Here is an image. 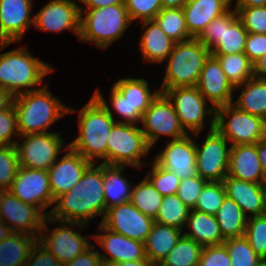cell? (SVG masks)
I'll return each instance as SVG.
<instances>
[{
    "label": "cell",
    "mask_w": 266,
    "mask_h": 266,
    "mask_svg": "<svg viewBox=\"0 0 266 266\" xmlns=\"http://www.w3.org/2000/svg\"><path fill=\"white\" fill-rule=\"evenodd\" d=\"M103 163H92L80 181L67 193L57 197L49 217L57 221L88 224L96 216L106 214Z\"/></svg>",
    "instance_id": "1"
},
{
    "label": "cell",
    "mask_w": 266,
    "mask_h": 266,
    "mask_svg": "<svg viewBox=\"0 0 266 266\" xmlns=\"http://www.w3.org/2000/svg\"><path fill=\"white\" fill-rule=\"evenodd\" d=\"M118 120L99 89L90 101L79 111V136L69 146L86 160L96 163V158L107 164V139Z\"/></svg>",
    "instance_id": "2"
},
{
    "label": "cell",
    "mask_w": 266,
    "mask_h": 266,
    "mask_svg": "<svg viewBox=\"0 0 266 266\" xmlns=\"http://www.w3.org/2000/svg\"><path fill=\"white\" fill-rule=\"evenodd\" d=\"M19 135L47 133L53 123L62 116L76 112L66 107L48 90V85L14 96Z\"/></svg>",
    "instance_id": "3"
},
{
    "label": "cell",
    "mask_w": 266,
    "mask_h": 266,
    "mask_svg": "<svg viewBox=\"0 0 266 266\" xmlns=\"http://www.w3.org/2000/svg\"><path fill=\"white\" fill-rule=\"evenodd\" d=\"M52 71L48 63L31 56L25 47L0 54V87L13 96L41 88L35 86L41 84L42 79Z\"/></svg>",
    "instance_id": "4"
},
{
    "label": "cell",
    "mask_w": 266,
    "mask_h": 266,
    "mask_svg": "<svg viewBox=\"0 0 266 266\" xmlns=\"http://www.w3.org/2000/svg\"><path fill=\"white\" fill-rule=\"evenodd\" d=\"M80 11L79 40L92 42L100 49H105L120 39L132 23L125 4L96 9H80ZM84 13L85 17H83Z\"/></svg>",
    "instance_id": "5"
},
{
    "label": "cell",
    "mask_w": 266,
    "mask_h": 266,
    "mask_svg": "<svg viewBox=\"0 0 266 266\" xmlns=\"http://www.w3.org/2000/svg\"><path fill=\"white\" fill-rule=\"evenodd\" d=\"M210 50L198 39L176 42L168 55L167 69L160 90L197 86Z\"/></svg>",
    "instance_id": "6"
},
{
    "label": "cell",
    "mask_w": 266,
    "mask_h": 266,
    "mask_svg": "<svg viewBox=\"0 0 266 266\" xmlns=\"http://www.w3.org/2000/svg\"><path fill=\"white\" fill-rule=\"evenodd\" d=\"M215 128L231 146L256 144L266 136V120L241 111L232 103L216 109Z\"/></svg>",
    "instance_id": "7"
},
{
    "label": "cell",
    "mask_w": 266,
    "mask_h": 266,
    "mask_svg": "<svg viewBox=\"0 0 266 266\" xmlns=\"http://www.w3.org/2000/svg\"><path fill=\"white\" fill-rule=\"evenodd\" d=\"M150 149L138 124L116 123L107 139V165L141 168L140 158Z\"/></svg>",
    "instance_id": "8"
},
{
    "label": "cell",
    "mask_w": 266,
    "mask_h": 266,
    "mask_svg": "<svg viewBox=\"0 0 266 266\" xmlns=\"http://www.w3.org/2000/svg\"><path fill=\"white\" fill-rule=\"evenodd\" d=\"M171 101L181 126L187 132L199 135L204 127L205 116L211 118L209 131L215 129L216 109L206 108L207 100L196 86L160 90Z\"/></svg>",
    "instance_id": "9"
},
{
    "label": "cell",
    "mask_w": 266,
    "mask_h": 266,
    "mask_svg": "<svg viewBox=\"0 0 266 266\" xmlns=\"http://www.w3.org/2000/svg\"><path fill=\"white\" fill-rule=\"evenodd\" d=\"M49 222L62 223L63 226L59 225L54 230L50 231L49 229L47 230V224ZM66 224H69L70 227L74 225L77 227L79 226V229H85L87 226L86 224L78 222L57 221L47 216L38 239V242L52 253L62 265L70 262L92 246V243L87 241L88 239L79 232L69 228ZM46 231L47 233L50 231V233H48L49 235H46Z\"/></svg>",
    "instance_id": "10"
},
{
    "label": "cell",
    "mask_w": 266,
    "mask_h": 266,
    "mask_svg": "<svg viewBox=\"0 0 266 266\" xmlns=\"http://www.w3.org/2000/svg\"><path fill=\"white\" fill-rule=\"evenodd\" d=\"M141 123L143 125L141 130L150 148L161 135L172 137L173 140L182 138L189 133L181 126L171 101L162 92L143 113Z\"/></svg>",
    "instance_id": "11"
},
{
    "label": "cell",
    "mask_w": 266,
    "mask_h": 266,
    "mask_svg": "<svg viewBox=\"0 0 266 266\" xmlns=\"http://www.w3.org/2000/svg\"><path fill=\"white\" fill-rule=\"evenodd\" d=\"M60 136L58 132L19 135L24 140L15 144L20 166L48 171L63 146Z\"/></svg>",
    "instance_id": "12"
},
{
    "label": "cell",
    "mask_w": 266,
    "mask_h": 266,
    "mask_svg": "<svg viewBox=\"0 0 266 266\" xmlns=\"http://www.w3.org/2000/svg\"><path fill=\"white\" fill-rule=\"evenodd\" d=\"M228 140L215 128L208 132L202 146H196L198 175L207 182H222L227 176L230 147Z\"/></svg>",
    "instance_id": "13"
},
{
    "label": "cell",
    "mask_w": 266,
    "mask_h": 266,
    "mask_svg": "<svg viewBox=\"0 0 266 266\" xmlns=\"http://www.w3.org/2000/svg\"><path fill=\"white\" fill-rule=\"evenodd\" d=\"M49 212L43 213L37 206L24 203L8 190L3 191L0 197V221L15 233H24L37 239Z\"/></svg>",
    "instance_id": "14"
},
{
    "label": "cell",
    "mask_w": 266,
    "mask_h": 266,
    "mask_svg": "<svg viewBox=\"0 0 266 266\" xmlns=\"http://www.w3.org/2000/svg\"><path fill=\"white\" fill-rule=\"evenodd\" d=\"M8 191L24 203L44 209L54 204L46 170L19 167L17 175Z\"/></svg>",
    "instance_id": "15"
},
{
    "label": "cell",
    "mask_w": 266,
    "mask_h": 266,
    "mask_svg": "<svg viewBox=\"0 0 266 266\" xmlns=\"http://www.w3.org/2000/svg\"><path fill=\"white\" fill-rule=\"evenodd\" d=\"M154 219L141 213L131 202L107 209L101 223L111 231L144 242L154 224Z\"/></svg>",
    "instance_id": "16"
},
{
    "label": "cell",
    "mask_w": 266,
    "mask_h": 266,
    "mask_svg": "<svg viewBox=\"0 0 266 266\" xmlns=\"http://www.w3.org/2000/svg\"><path fill=\"white\" fill-rule=\"evenodd\" d=\"M99 232L103 233L96 234L93 237L109 254L107 256L99 250L103 266H116L127 261L148 260L145 254L144 242L111 231L101 222Z\"/></svg>",
    "instance_id": "17"
},
{
    "label": "cell",
    "mask_w": 266,
    "mask_h": 266,
    "mask_svg": "<svg viewBox=\"0 0 266 266\" xmlns=\"http://www.w3.org/2000/svg\"><path fill=\"white\" fill-rule=\"evenodd\" d=\"M33 18L38 30L60 32L68 29L79 39L81 11L74 0H52Z\"/></svg>",
    "instance_id": "18"
},
{
    "label": "cell",
    "mask_w": 266,
    "mask_h": 266,
    "mask_svg": "<svg viewBox=\"0 0 266 266\" xmlns=\"http://www.w3.org/2000/svg\"><path fill=\"white\" fill-rule=\"evenodd\" d=\"M32 0H0V49L20 42L25 31L34 24L30 17Z\"/></svg>",
    "instance_id": "19"
},
{
    "label": "cell",
    "mask_w": 266,
    "mask_h": 266,
    "mask_svg": "<svg viewBox=\"0 0 266 266\" xmlns=\"http://www.w3.org/2000/svg\"><path fill=\"white\" fill-rule=\"evenodd\" d=\"M188 133L179 139H171L167 146L155 156L154 161L164 169L172 171L180 179L198 175L196 168V146Z\"/></svg>",
    "instance_id": "20"
},
{
    "label": "cell",
    "mask_w": 266,
    "mask_h": 266,
    "mask_svg": "<svg viewBox=\"0 0 266 266\" xmlns=\"http://www.w3.org/2000/svg\"><path fill=\"white\" fill-rule=\"evenodd\" d=\"M63 150L68 152L48 169L49 186L54 200L71 190L92 164L69 145Z\"/></svg>",
    "instance_id": "21"
},
{
    "label": "cell",
    "mask_w": 266,
    "mask_h": 266,
    "mask_svg": "<svg viewBox=\"0 0 266 266\" xmlns=\"http://www.w3.org/2000/svg\"><path fill=\"white\" fill-rule=\"evenodd\" d=\"M196 87L215 109L233 102L235 88L227 80L218 59L211 54L205 60Z\"/></svg>",
    "instance_id": "22"
},
{
    "label": "cell",
    "mask_w": 266,
    "mask_h": 266,
    "mask_svg": "<svg viewBox=\"0 0 266 266\" xmlns=\"http://www.w3.org/2000/svg\"><path fill=\"white\" fill-rule=\"evenodd\" d=\"M227 175L246 182H264L265 176L258 156L257 143L231 146Z\"/></svg>",
    "instance_id": "23"
},
{
    "label": "cell",
    "mask_w": 266,
    "mask_h": 266,
    "mask_svg": "<svg viewBox=\"0 0 266 266\" xmlns=\"http://www.w3.org/2000/svg\"><path fill=\"white\" fill-rule=\"evenodd\" d=\"M232 0H188L182 7L186 26L192 38H198L216 17L226 13Z\"/></svg>",
    "instance_id": "24"
},
{
    "label": "cell",
    "mask_w": 266,
    "mask_h": 266,
    "mask_svg": "<svg viewBox=\"0 0 266 266\" xmlns=\"http://www.w3.org/2000/svg\"><path fill=\"white\" fill-rule=\"evenodd\" d=\"M222 183L226 196L234 200L243 210L245 216L251 217L266 214L262 184L246 182L241 179L226 176Z\"/></svg>",
    "instance_id": "25"
},
{
    "label": "cell",
    "mask_w": 266,
    "mask_h": 266,
    "mask_svg": "<svg viewBox=\"0 0 266 266\" xmlns=\"http://www.w3.org/2000/svg\"><path fill=\"white\" fill-rule=\"evenodd\" d=\"M248 31L238 18L237 11L229 9L222 14V33L219 41L210 49L211 55L244 53Z\"/></svg>",
    "instance_id": "26"
},
{
    "label": "cell",
    "mask_w": 266,
    "mask_h": 266,
    "mask_svg": "<svg viewBox=\"0 0 266 266\" xmlns=\"http://www.w3.org/2000/svg\"><path fill=\"white\" fill-rule=\"evenodd\" d=\"M182 235L181 229L154 222L144 241L148 261L152 265H158L177 245Z\"/></svg>",
    "instance_id": "27"
},
{
    "label": "cell",
    "mask_w": 266,
    "mask_h": 266,
    "mask_svg": "<svg viewBox=\"0 0 266 266\" xmlns=\"http://www.w3.org/2000/svg\"><path fill=\"white\" fill-rule=\"evenodd\" d=\"M142 23L143 27H147L139 44L143 59L149 63H163L176 42L168 37L154 20L142 21Z\"/></svg>",
    "instance_id": "28"
},
{
    "label": "cell",
    "mask_w": 266,
    "mask_h": 266,
    "mask_svg": "<svg viewBox=\"0 0 266 266\" xmlns=\"http://www.w3.org/2000/svg\"><path fill=\"white\" fill-rule=\"evenodd\" d=\"M186 224L190 229L183 235L196 241L201 246L224 244L225 238L222 236L214 215L191 209Z\"/></svg>",
    "instance_id": "29"
},
{
    "label": "cell",
    "mask_w": 266,
    "mask_h": 266,
    "mask_svg": "<svg viewBox=\"0 0 266 266\" xmlns=\"http://www.w3.org/2000/svg\"><path fill=\"white\" fill-rule=\"evenodd\" d=\"M126 167L103 164L106 211L113 206L130 202L133 184L122 175Z\"/></svg>",
    "instance_id": "30"
},
{
    "label": "cell",
    "mask_w": 266,
    "mask_h": 266,
    "mask_svg": "<svg viewBox=\"0 0 266 266\" xmlns=\"http://www.w3.org/2000/svg\"><path fill=\"white\" fill-rule=\"evenodd\" d=\"M242 86V92L232 104L241 111L266 120V80L253 77L235 89Z\"/></svg>",
    "instance_id": "31"
},
{
    "label": "cell",
    "mask_w": 266,
    "mask_h": 266,
    "mask_svg": "<svg viewBox=\"0 0 266 266\" xmlns=\"http://www.w3.org/2000/svg\"><path fill=\"white\" fill-rule=\"evenodd\" d=\"M215 217L225 239L244 236L247 217L240 206L231 198L227 196L224 198Z\"/></svg>",
    "instance_id": "32"
},
{
    "label": "cell",
    "mask_w": 266,
    "mask_h": 266,
    "mask_svg": "<svg viewBox=\"0 0 266 266\" xmlns=\"http://www.w3.org/2000/svg\"><path fill=\"white\" fill-rule=\"evenodd\" d=\"M37 241L38 239L31 235L15 232L0 241V266L26 262Z\"/></svg>",
    "instance_id": "33"
},
{
    "label": "cell",
    "mask_w": 266,
    "mask_h": 266,
    "mask_svg": "<svg viewBox=\"0 0 266 266\" xmlns=\"http://www.w3.org/2000/svg\"><path fill=\"white\" fill-rule=\"evenodd\" d=\"M114 86L127 98L132 107L136 108L142 115L161 92L158 89L151 93L148 81L144 78H122L116 81Z\"/></svg>",
    "instance_id": "34"
},
{
    "label": "cell",
    "mask_w": 266,
    "mask_h": 266,
    "mask_svg": "<svg viewBox=\"0 0 266 266\" xmlns=\"http://www.w3.org/2000/svg\"><path fill=\"white\" fill-rule=\"evenodd\" d=\"M213 56L218 59L227 80L234 88L254 77L253 63L244 53Z\"/></svg>",
    "instance_id": "35"
},
{
    "label": "cell",
    "mask_w": 266,
    "mask_h": 266,
    "mask_svg": "<svg viewBox=\"0 0 266 266\" xmlns=\"http://www.w3.org/2000/svg\"><path fill=\"white\" fill-rule=\"evenodd\" d=\"M196 241L182 235L177 245L162 259L159 266H198L203 250Z\"/></svg>",
    "instance_id": "36"
},
{
    "label": "cell",
    "mask_w": 266,
    "mask_h": 266,
    "mask_svg": "<svg viewBox=\"0 0 266 266\" xmlns=\"http://www.w3.org/2000/svg\"><path fill=\"white\" fill-rule=\"evenodd\" d=\"M161 195L151 184V182L144 177L141 182L133 185L130 202L143 214L156 217L159 207L163 201Z\"/></svg>",
    "instance_id": "37"
},
{
    "label": "cell",
    "mask_w": 266,
    "mask_h": 266,
    "mask_svg": "<svg viewBox=\"0 0 266 266\" xmlns=\"http://www.w3.org/2000/svg\"><path fill=\"white\" fill-rule=\"evenodd\" d=\"M153 20L175 42L192 39L186 26L182 8L162 9Z\"/></svg>",
    "instance_id": "38"
},
{
    "label": "cell",
    "mask_w": 266,
    "mask_h": 266,
    "mask_svg": "<svg viewBox=\"0 0 266 266\" xmlns=\"http://www.w3.org/2000/svg\"><path fill=\"white\" fill-rule=\"evenodd\" d=\"M190 210L191 208L185 205L177 194L164 196L154 221L182 230L186 225Z\"/></svg>",
    "instance_id": "39"
},
{
    "label": "cell",
    "mask_w": 266,
    "mask_h": 266,
    "mask_svg": "<svg viewBox=\"0 0 266 266\" xmlns=\"http://www.w3.org/2000/svg\"><path fill=\"white\" fill-rule=\"evenodd\" d=\"M224 244L230 256L231 266H259L263 262L244 236L227 238Z\"/></svg>",
    "instance_id": "40"
},
{
    "label": "cell",
    "mask_w": 266,
    "mask_h": 266,
    "mask_svg": "<svg viewBox=\"0 0 266 266\" xmlns=\"http://www.w3.org/2000/svg\"><path fill=\"white\" fill-rule=\"evenodd\" d=\"M225 197L226 192L222 182H207L193 209L215 216Z\"/></svg>",
    "instance_id": "41"
},
{
    "label": "cell",
    "mask_w": 266,
    "mask_h": 266,
    "mask_svg": "<svg viewBox=\"0 0 266 266\" xmlns=\"http://www.w3.org/2000/svg\"><path fill=\"white\" fill-rule=\"evenodd\" d=\"M244 237L254 252L266 260V214L247 218Z\"/></svg>",
    "instance_id": "42"
},
{
    "label": "cell",
    "mask_w": 266,
    "mask_h": 266,
    "mask_svg": "<svg viewBox=\"0 0 266 266\" xmlns=\"http://www.w3.org/2000/svg\"><path fill=\"white\" fill-rule=\"evenodd\" d=\"M151 163L152 170L147 173L146 178L154 188L163 196L176 194L181 179L172 171L159 166L154 160Z\"/></svg>",
    "instance_id": "43"
},
{
    "label": "cell",
    "mask_w": 266,
    "mask_h": 266,
    "mask_svg": "<svg viewBox=\"0 0 266 266\" xmlns=\"http://www.w3.org/2000/svg\"><path fill=\"white\" fill-rule=\"evenodd\" d=\"M20 167L15 145L0 146V189L10 188Z\"/></svg>",
    "instance_id": "44"
},
{
    "label": "cell",
    "mask_w": 266,
    "mask_h": 266,
    "mask_svg": "<svg viewBox=\"0 0 266 266\" xmlns=\"http://www.w3.org/2000/svg\"><path fill=\"white\" fill-rule=\"evenodd\" d=\"M249 33L266 34V6L234 7Z\"/></svg>",
    "instance_id": "45"
},
{
    "label": "cell",
    "mask_w": 266,
    "mask_h": 266,
    "mask_svg": "<svg viewBox=\"0 0 266 266\" xmlns=\"http://www.w3.org/2000/svg\"><path fill=\"white\" fill-rule=\"evenodd\" d=\"M130 20H153L162 10L161 0H124Z\"/></svg>",
    "instance_id": "46"
},
{
    "label": "cell",
    "mask_w": 266,
    "mask_h": 266,
    "mask_svg": "<svg viewBox=\"0 0 266 266\" xmlns=\"http://www.w3.org/2000/svg\"><path fill=\"white\" fill-rule=\"evenodd\" d=\"M110 96V102L116 113L121 115L124 119L117 121V123L134 124L140 123L142 114L133 108L127 98L113 85Z\"/></svg>",
    "instance_id": "47"
},
{
    "label": "cell",
    "mask_w": 266,
    "mask_h": 266,
    "mask_svg": "<svg viewBox=\"0 0 266 266\" xmlns=\"http://www.w3.org/2000/svg\"><path fill=\"white\" fill-rule=\"evenodd\" d=\"M206 183L207 181L202 179L199 175L181 179L176 194L185 205L193 209Z\"/></svg>",
    "instance_id": "48"
},
{
    "label": "cell",
    "mask_w": 266,
    "mask_h": 266,
    "mask_svg": "<svg viewBox=\"0 0 266 266\" xmlns=\"http://www.w3.org/2000/svg\"><path fill=\"white\" fill-rule=\"evenodd\" d=\"M14 134L19 136L17 114L14 105H12L0 112V146L15 145L16 141H12Z\"/></svg>",
    "instance_id": "49"
},
{
    "label": "cell",
    "mask_w": 266,
    "mask_h": 266,
    "mask_svg": "<svg viewBox=\"0 0 266 266\" xmlns=\"http://www.w3.org/2000/svg\"><path fill=\"white\" fill-rule=\"evenodd\" d=\"M198 266H231L230 256L225 244L205 246Z\"/></svg>",
    "instance_id": "50"
},
{
    "label": "cell",
    "mask_w": 266,
    "mask_h": 266,
    "mask_svg": "<svg viewBox=\"0 0 266 266\" xmlns=\"http://www.w3.org/2000/svg\"><path fill=\"white\" fill-rule=\"evenodd\" d=\"M26 266H62L59 260L38 241L30 251Z\"/></svg>",
    "instance_id": "51"
},
{
    "label": "cell",
    "mask_w": 266,
    "mask_h": 266,
    "mask_svg": "<svg viewBox=\"0 0 266 266\" xmlns=\"http://www.w3.org/2000/svg\"><path fill=\"white\" fill-rule=\"evenodd\" d=\"M266 52V34H247V40L244 48V54L254 63L258 58L265 55Z\"/></svg>",
    "instance_id": "52"
},
{
    "label": "cell",
    "mask_w": 266,
    "mask_h": 266,
    "mask_svg": "<svg viewBox=\"0 0 266 266\" xmlns=\"http://www.w3.org/2000/svg\"><path fill=\"white\" fill-rule=\"evenodd\" d=\"M222 15L213 19L198 37L207 49H211L221 38Z\"/></svg>",
    "instance_id": "53"
},
{
    "label": "cell",
    "mask_w": 266,
    "mask_h": 266,
    "mask_svg": "<svg viewBox=\"0 0 266 266\" xmlns=\"http://www.w3.org/2000/svg\"><path fill=\"white\" fill-rule=\"evenodd\" d=\"M94 249L95 246L92 245L84 253L76 256L73 260L62 266H103L99 251H94Z\"/></svg>",
    "instance_id": "54"
},
{
    "label": "cell",
    "mask_w": 266,
    "mask_h": 266,
    "mask_svg": "<svg viewBox=\"0 0 266 266\" xmlns=\"http://www.w3.org/2000/svg\"><path fill=\"white\" fill-rule=\"evenodd\" d=\"M81 1L86 8L83 6L80 9H96L101 7H107L110 5H119L124 4V0H79Z\"/></svg>",
    "instance_id": "55"
},
{
    "label": "cell",
    "mask_w": 266,
    "mask_h": 266,
    "mask_svg": "<svg viewBox=\"0 0 266 266\" xmlns=\"http://www.w3.org/2000/svg\"><path fill=\"white\" fill-rule=\"evenodd\" d=\"M253 76L266 80V52L253 63Z\"/></svg>",
    "instance_id": "56"
},
{
    "label": "cell",
    "mask_w": 266,
    "mask_h": 266,
    "mask_svg": "<svg viewBox=\"0 0 266 266\" xmlns=\"http://www.w3.org/2000/svg\"><path fill=\"white\" fill-rule=\"evenodd\" d=\"M14 96L3 87H0V112L13 105Z\"/></svg>",
    "instance_id": "57"
},
{
    "label": "cell",
    "mask_w": 266,
    "mask_h": 266,
    "mask_svg": "<svg viewBox=\"0 0 266 266\" xmlns=\"http://www.w3.org/2000/svg\"><path fill=\"white\" fill-rule=\"evenodd\" d=\"M257 151L261 163V168L266 179V136L257 142Z\"/></svg>",
    "instance_id": "58"
},
{
    "label": "cell",
    "mask_w": 266,
    "mask_h": 266,
    "mask_svg": "<svg viewBox=\"0 0 266 266\" xmlns=\"http://www.w3.org/2000/svg\"><path fill=\"white\" fill-rule=\"evenodd\" d=\"M266 6V0H236L235 7Z\"/></svg>",
    "instance_id": "59"
},
{
    "label": "cell",
    "mask_w": 266,
    "mask_h": 266,
    "mask_svg": "<svg viewBox=\"0 0 266 266\" xmlns=\"http://www.w3.org/2000/svg\"><path fill=\"white\" fill-rule=\"evenodd\" d=\"M188 0H161L162 9L182 8Z\"/></svg>",
    "instance_id": "60"
},
{
    "label": "cell",
    "mask_w": 266,
    "mask_h": 266,
    "mask_svg": "<svg viewBox=\"0 0 266 266\" xmlns=\"http://www.w3.org/2000/svg\"><path fill=\"white\" fill-rule=\"evenodd\" d=\"M12 233H14L12 229L6 223L0 221V241L8 238Z\"/></svg>",
    "instance_id": "61"
},
{
    "label": "cell",
    "mask_w": 266,
    "mask_h": 266,
    "mask_svg": "<svg viewBox=\"0 0 266 266\" xmlns=\"http://www.w3.org/2000/svg\"><path fill=\"white\" fill-rule=\"evenodd\" d=\"M116 266H152L148 260L127 261Z\"/></svg>",
    "instance_id": "62"
},
{
    "label": "cell",
    "mask_w": 266,
    "mask_h": 266,
    "mask_svg": "<svg viewBox=\"0 0 266 266\" xmlns=\"http://www.w3.org/2000/svg\"><path fill=\"white\" fill-rule=\"evenodd\" d=\"M262 188H263V193H264V205H265V210H266V179L262 183Z\"/></svg>",
    "instance_id": "63"
},
{
    "label": "cell",
    "mask_w": 266,
    "mask_h": 266,
    "mask_svg": "<svg viewBox=\"0 0 266 266\" xmlns=\"http://www.w3.org/2000/svg\"><path fill=\"white\" fill-rule=\"evenodd\" d=\"M12 266H26V265H25V262H21V263H16L15 265H12Z\"/></svg>",
    "instance_id": "64"
},
{
    "label": "cell",
    "mask_w": 266,
    "mask_h": 266,
    "mask_svg": "<svg viewBox=\"0 0 266 266\" xmlns=\"http://www.w3.org/2000/svg\"><path fill=\"white\" fill-rule=\"evenodd\" d=\"M259 266H266V260H263V262Z\"/></svg>",
    "instance_id": "65"
},
{
    "label": "cell",
    "mask_w": 266,
    "mask_h": 266,
    "mask_svg": "<svg viewBox=\"0 0 266 266\" xmlns=\"http://www.w3.org/2000/svg\"><path fill=\"white\" fill-rule=\"evenodd\" d=\"M3 191H4V190L0 189V197H1Z\"/></svg>",
    "instance_id": "66"
}]
</instances>
